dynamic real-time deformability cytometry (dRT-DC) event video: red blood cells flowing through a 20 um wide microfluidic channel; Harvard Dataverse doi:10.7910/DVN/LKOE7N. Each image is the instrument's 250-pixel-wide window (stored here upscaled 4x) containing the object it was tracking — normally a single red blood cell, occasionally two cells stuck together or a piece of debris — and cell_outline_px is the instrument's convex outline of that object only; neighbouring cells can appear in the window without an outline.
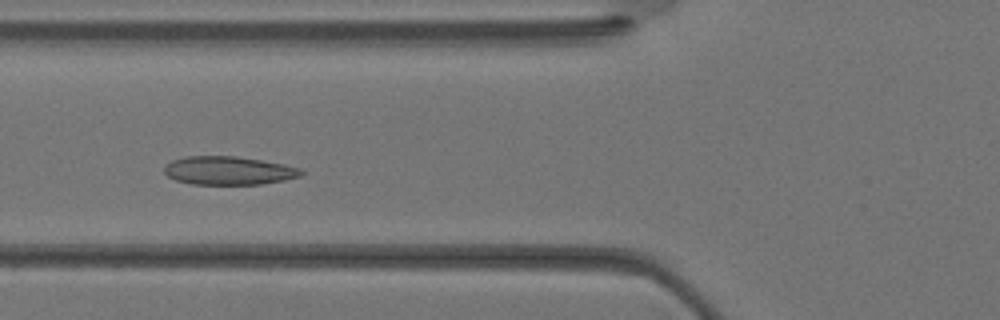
{"species": "Egyptian fruit bat (a non-hibernating species)", "species_latin": "Rousettus aegyptiacus", "temperature_condition": "warm", "stored_images_in_passage": 32, "camera_frame_rate_fps": 3000, "um_per_image_px": 0.085, "animal": {"sex": "female"}, "frame": {"image": 1, "passage_image": 10, "time_ms": 3.0, "image_size_px": [1000, 320], "cell_outline_px": [[304, 172], [300, 176], [284, 180], [260, 184], [192, 184], [176, 180], [168, 176], [164, 172], [164, 164], [172, 160], [188, 156], [236, 156], [284, 164], [300, 168]], "centroid_in_image_um": [19.41, 14.49], "position_along_channel_um": 106.4, "area_um2": 22.6}}
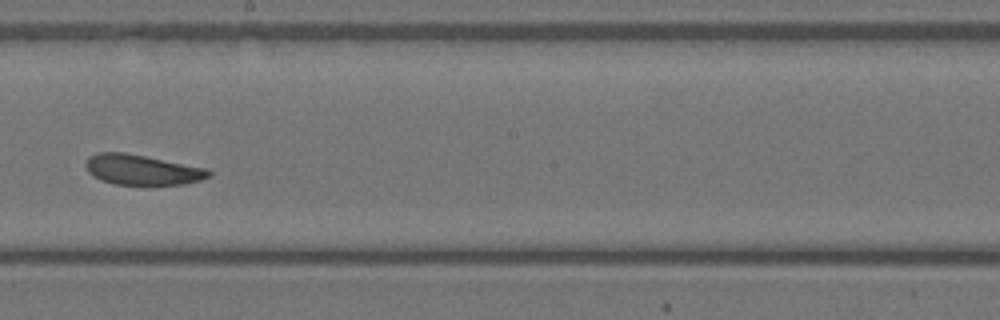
{"frame": {"image": 2, "passage_image": 17, "time_ms": 5.333, "image_size_px": [1000, 320], "cell_outline_px": [[212, 176], [200, 180], [184, 184], [116, 184], [100, 180], [92, 176], [88, 172], [84, 164], [88, 156], [96, 152], [124, 152], [208, 168], [212, 172]], "centroid_in_image_um": [12.06, 14.42], "position_along_channel_um": 236.1, "area_um2": 21.79}}
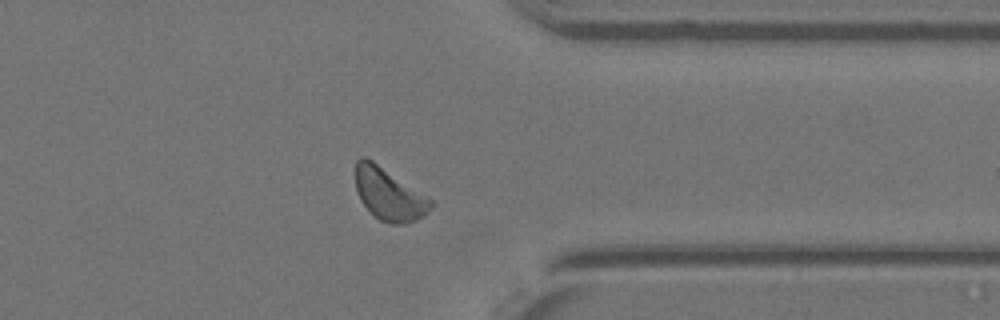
{"frame": {"image": 3, "passage_image": 25, "time_ms": 8.0, "image_size_px": [1000, 320], "cell_outline_px": [[432, 204], [428, 212], [424, 216], [416, 220], [404, 224], [392, 224], [380, 220], [360, 200], [356, 192], [356, 160], [360, 156], [364, 156], [372, 160], [428, 196], [432, 200]], "centroid_in_image_um": [33.06, 16.5], "position_along_channel_um": 378.3, "area_um2": 22.77}}